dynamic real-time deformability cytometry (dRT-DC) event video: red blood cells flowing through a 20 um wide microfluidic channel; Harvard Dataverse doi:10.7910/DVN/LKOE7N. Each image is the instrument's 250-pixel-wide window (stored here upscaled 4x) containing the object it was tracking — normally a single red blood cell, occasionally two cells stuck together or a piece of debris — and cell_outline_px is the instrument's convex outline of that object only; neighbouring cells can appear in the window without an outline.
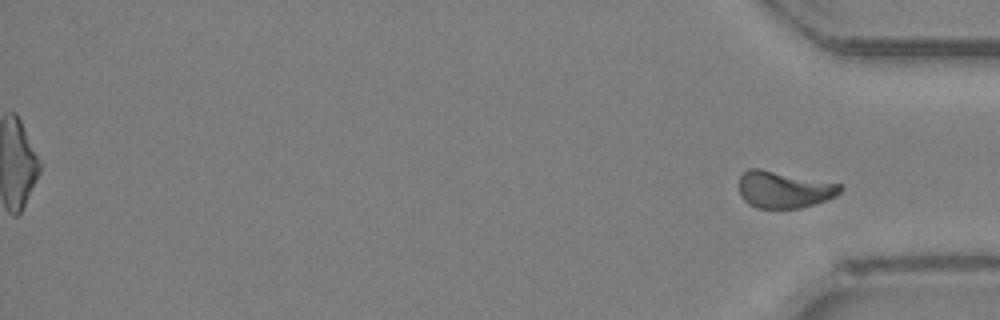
{"species": "Egyptian fruit bat (a non-hibernating species)", "species_latin": "Rousettus aegyptiacus", "temperature_condition": "room temperature", "stored_images_in_passage": 36, "segment_of_instrument_passage": [2, 2], "camera_frame_rate_fps": 3000, "um_per_image_px": 0.085, "animal": {"sex": "female"}, "frame": {"image": 1, "passage_image": 36, "time_ms": 11.667, "image_size_px": [1000, 320], "cell_outline_px": [[844, 188], [836, 196], [800, 208], [756, 208], [748, 204], [740, 196], [740, 176], [748, 168], [760, 168], [844, 184]], "centroid_in_image_um": [66.65, 16.1], "position_along_channel_um": 368.5, "area_um2": 21.91}}